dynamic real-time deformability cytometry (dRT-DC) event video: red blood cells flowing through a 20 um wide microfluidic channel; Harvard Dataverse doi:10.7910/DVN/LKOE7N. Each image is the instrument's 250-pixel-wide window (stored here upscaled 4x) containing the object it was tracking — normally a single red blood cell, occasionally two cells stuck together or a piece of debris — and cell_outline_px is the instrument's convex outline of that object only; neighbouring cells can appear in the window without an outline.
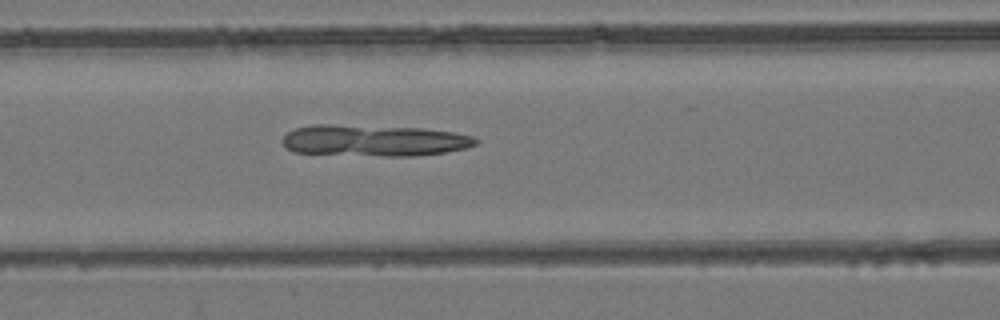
{"species": "common noctule bat (a hibernating species)", "species_latin": "Nyctalus noctula", "temperature_condition": "room temperature", "stored_images_in_passage": 54, "camera_frame_rate_fps": 3000, "um_per_image_px": 0.085, "animal": {"sex": "female", "body_mass_g": 24.6, "forearm_length_mm": 56.2}, "frame": {"image": 1, "passage_image": 23, "time_ms": 7.333, "image_size_px": [1000, 320], "cell_outline_px": [[480, 140], [476, 144], [468, 148], [444, 152], [416, 156], [384, 156], [292, 152], [280, 140], [288, 132], [296, 128], [312, 124], [332, 124], [424, 128], [452, 132], [472, 136]], "centroid_in_image_um": [31.8, 11.94], "position_along_channel_um": 134.8, "area_um2": 35.55}}
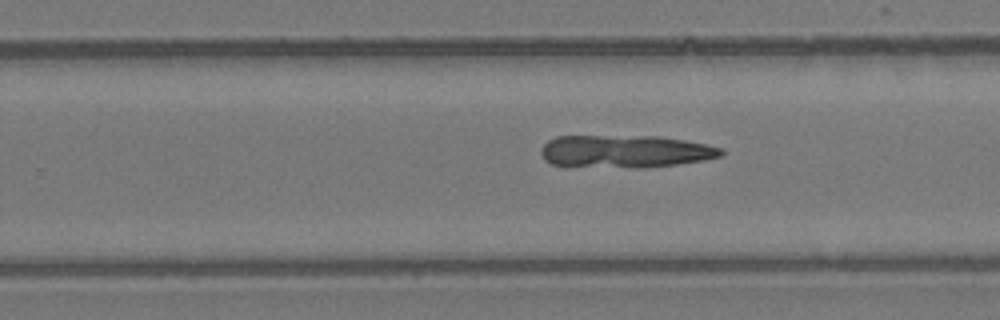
{"frame": {"image": 2, "passage_image": 34, "time_ms": 11.0, "image_size_px": [1000, 320], "cell_outline_px": [[724, 156], [704, 160], [676, 164], [644, 168], [564, 168], [552, 164], [544, 160], [540, 152], [540, 148], [548, 140], [556, 136], [660, 136], [684, 140], [724, 148]], "centroid_in_image_um": [53.06, 12.9], "position_along_channel_um": 276.7, "area_um2": 35.32}}
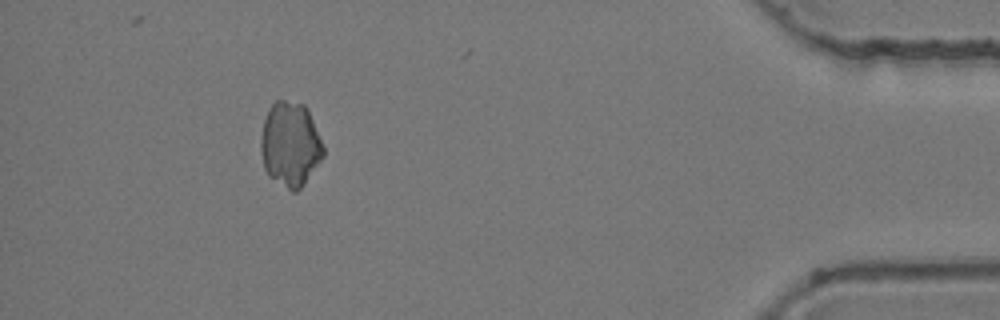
{"frame": {"image": 3, "passage_image": 49, "time_ms": 16.0, "image_size_px": [1000, 320], "cell_outline_px": [[324, 156], [300, 188], [296, 192], [292, 192], [268, 176], [264, 168], [260, 148], [260, 136], [264, 120], [268, 108], [276, 100], [284, 100], [304, 104], [312, 120], [324, 148]], "centroid_in_image_um": [24.64, 12.27], "position_along_channel_um": 410.6, "area_um2": 30.69}}